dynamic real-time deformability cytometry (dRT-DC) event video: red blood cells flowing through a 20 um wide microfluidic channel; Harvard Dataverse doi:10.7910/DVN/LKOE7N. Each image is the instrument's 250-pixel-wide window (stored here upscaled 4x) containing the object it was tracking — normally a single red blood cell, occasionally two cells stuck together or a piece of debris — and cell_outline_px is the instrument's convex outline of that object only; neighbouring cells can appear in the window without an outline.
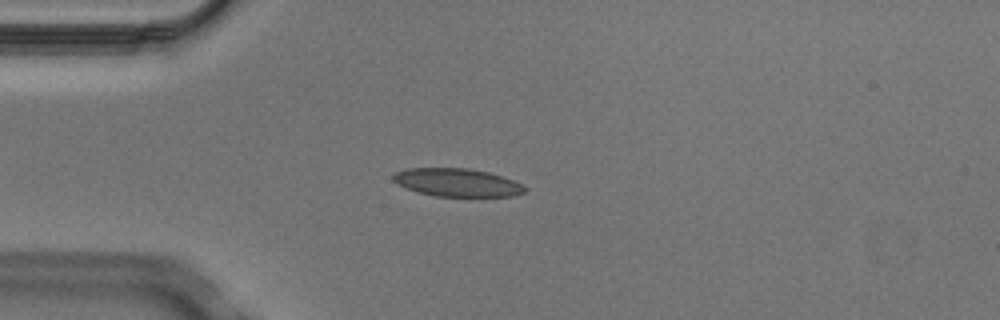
{"species": "Egyptian fruit bat (a non-hibernating species)", "species_latin": "Rousettus aegyptiacus", "temperature_condition": "cold", "stored_images_in_passage": 6, "camera_frame_rate_fps": 3000, "um_per_image_px": 0.085, "animal": {"sex": "male"}, "frame": {"image": 1, "passage_image": 3, "time_ms": 0.667, "image_size_px": [1000, 320], "cell_outline_px": [[528, 188], [524, 192], [512, 196], [436, 196], [416, 192], [396, 184], [392, 180], [392, 176], [396, 172], [408, 168], [468, 168], [488, 172], [512, 180]], "centroid_in_image_um": [38.8, 15.51], "position_along_channel_um": 46.2, "area_um2": 21.44}}
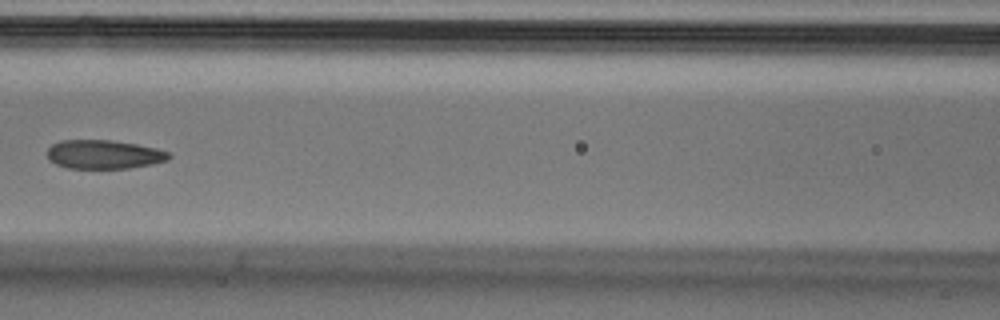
{"frame": {"image": 2, "passage_image": 6, "time_ms": 1.667, "image_size_px": [1000, 320], "cell_outline_px": [[172, 156], [168, 160], [152, 164], [128, 168], [68, 168], [56, 164], [48, 160], [48, 148], [52, 144], [60, 140], [112, 140], [136, 144], [156, 148], [168, 152]], "centroid_in_image_um": [8.82, 13.12], "position_along_channel_um": 157.8, "area_um2": 20.46}}